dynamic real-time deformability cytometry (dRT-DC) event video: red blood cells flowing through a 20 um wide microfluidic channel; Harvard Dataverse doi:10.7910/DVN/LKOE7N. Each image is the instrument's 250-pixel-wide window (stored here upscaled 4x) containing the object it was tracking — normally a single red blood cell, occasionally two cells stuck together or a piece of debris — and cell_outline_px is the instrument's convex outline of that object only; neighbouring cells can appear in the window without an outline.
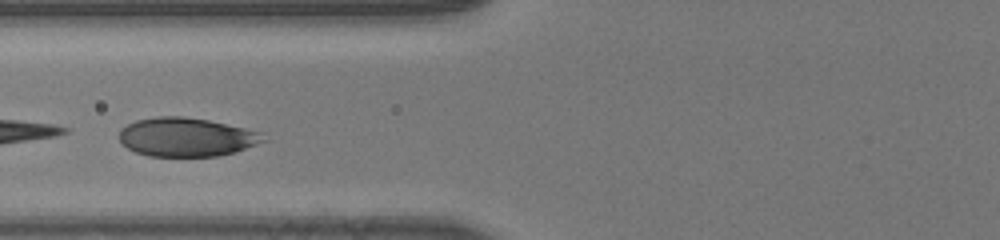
{"species": "human", "species_latin": "Homo sapiens", "temperature_condition": "room temperature", "stored_images_in_passage": 30, "camera_frame_rate_fps": 3000, "um_per_image_px": 0.085, "donor": {"sex": "male"}, "frame": {"image": 1, "passage_image": 8, "time_ms": 2.333, "image_size_px": [1000, 240], "cell_outline_px": [[268, 140], [232, 152], [216, 156], [148, 156], [136, 152], [128, 148], [120, 140], [120, 128], [136, 120], [156, 116], [184, 116], [208, 120], [244, 128], [260, 132]], "centroid_in_image_um": [15.82, 11.64], "position_along_channel_um": 110.0, "area_um2": 32.31}}
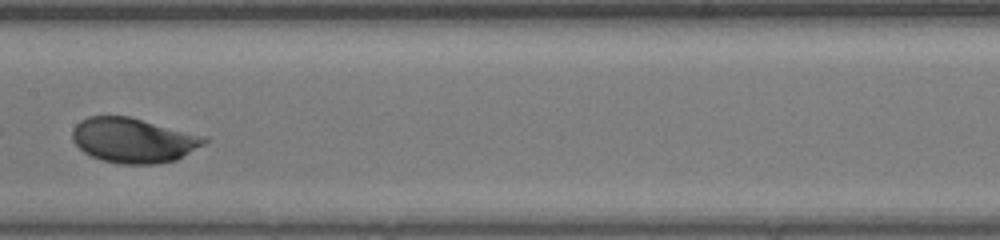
{"frame": {"image": 2, "passage_image": 14, "time_ms": 4.333, "image_size_px": [1000, 240], "cell_outline_px": [[208, 140], [204, 144], [176, 160], [156, 164], [120, 164], [100, 160], [84, 152], [72, 140], [72, 132], [76, 124], [80, 120], [88, 116], [128, 116], [208, 136]], "centroid_in_image_um": [11.35, 11.92], "position_along_channel_um": 196.1, "area_um2": 34.62}}
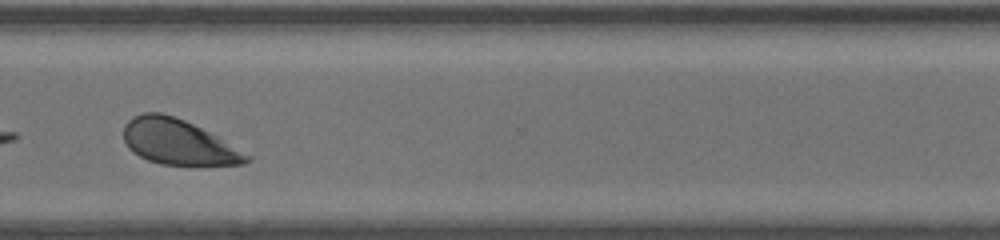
{"frame": {"image": 3, "passage_image": 25, "time_ms": 8.0, "image_size_px": [1000, 240], "cell_outline_px": [[252, 160], [244, 164], [160, 164], [148, 160], [140, 156], [128, 148], [124, 140], [124, 124], [132, 116], [144, 112], [160, 112], [184, 120], [216, 136], [252, 156]], "centroid_in_image_um": [15.12, 12.06], "position_along_channel_um": 355.5, "area_um2": 31.96}}